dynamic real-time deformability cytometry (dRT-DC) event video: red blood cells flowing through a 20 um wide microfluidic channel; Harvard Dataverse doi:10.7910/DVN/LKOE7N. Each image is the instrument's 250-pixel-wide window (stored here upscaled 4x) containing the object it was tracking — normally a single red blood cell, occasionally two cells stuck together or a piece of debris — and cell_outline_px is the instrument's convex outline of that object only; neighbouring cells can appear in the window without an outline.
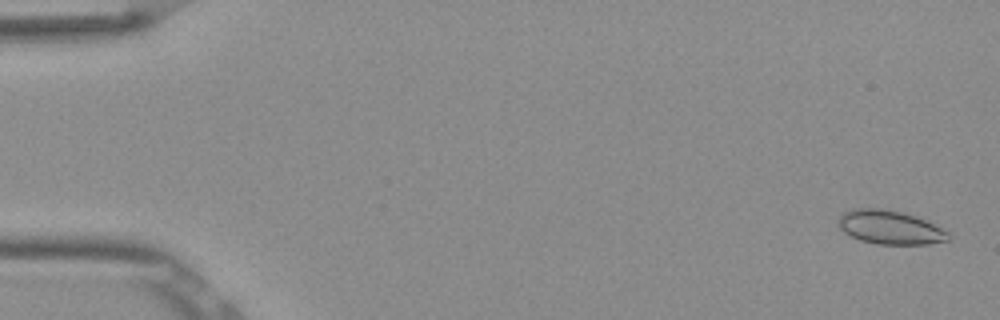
{"species": "Egyptian fruit bat (a non-hibernating species)", "species_latin": "Rousettus aegyptiacus", "temperature_condition": "room temperature", "stored_images_in_passage": 53, "camera_frame_rate_fps": 3000, "um_per_image_px": 0.085, "frame": {"image": 1, "passage_image": 2, "time_ms": 0.333, "image_size_px": [1000, 320], "cell_outline_px": [[952, 236], [948, 240], [928, 244], [876, 244], [860, 240], [844, 232], [836, 224], [836, 220], [844, 212], [852, 208], [880, 208], [904, 212], [924, 220], [948, 232]], "centroid_in_image_um": [75.6, 19.32], "position_along_channel_um": 9.4, "area_um2": 21.68}}
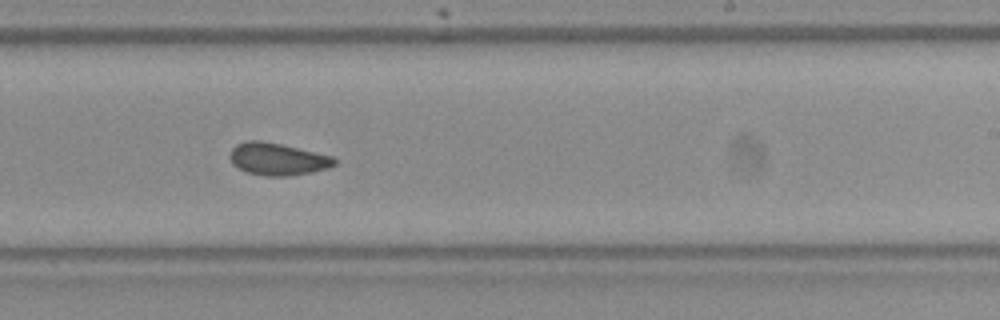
{"frame": {"image": 2, "passage_image": 33, "time_ms": 10.667, "image_size_px": [1000, 320], "cell_outline_px": [[336, 164], [328, 168], [312, 172], [288, 176], [264, 176], [248, 172], [232, 164], [228, 156], [232, 148], [236, 144], [244, 140], [260, 140], [280, 144], [332, 156], [336, 160]], "centroid_in_image_um": [23.56, 13.52], "position_along_channel_um": 265.4, "area_um2": 19.65}}
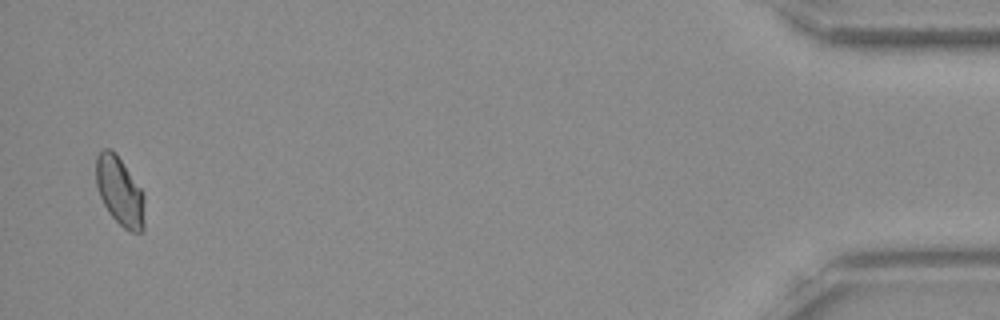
{"frame": {"image": 3, "passage_image": 52, "time_ms": 17.0, "image_size_px": [1000, 320], "cell_outline_px": [[144, 228], [140, 232], [132, 232], [124, 228], [108, 212], [100, 196], [96, 184], [96, 156], [104, 148], [112, 148], [116, 152], [144, 192]], "centroid_in_image_um": [10.19, 16.23], "position_along_channel_um": 425.0, "area_um2": 19.59}, "authors_computed_cell_mechanics": {"area_um2": 19.5942, "velocity_mm_per_s": 3.8528, "shape_relaxation_time_tau1_ms": 4.285, "shape_relaxation_time_tau2_ms": 1.2034, "deformation_change_tau1": 0.0714, "deformation_change_tau2": 0.0427}}